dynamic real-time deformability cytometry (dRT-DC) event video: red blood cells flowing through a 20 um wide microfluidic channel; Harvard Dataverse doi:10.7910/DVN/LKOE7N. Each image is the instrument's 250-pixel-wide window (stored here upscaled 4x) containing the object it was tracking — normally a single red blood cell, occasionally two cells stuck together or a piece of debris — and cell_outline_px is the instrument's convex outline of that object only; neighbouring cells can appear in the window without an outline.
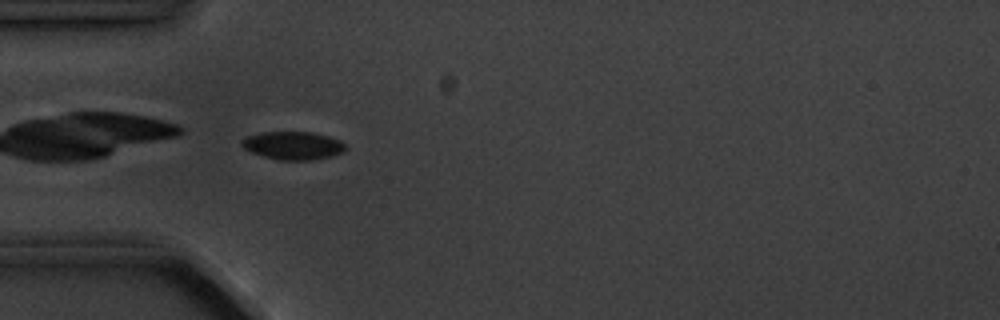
{"species": "common noctule bat (a hibernating species)", "species_latin": "Nyctalus noctula", "temperature_condition": "cold", "stored_images_in_passage": 2, "camera_frame_rate_fps": 3000, "um_per_image_px": 0.085, "animal": {"sex": "male", "body_mass_g": 20.1, "forearm_length_mm": 53.5}, "frame": {"image": 1, "passage_image": 1, "time_ms": 0.0, "image_size_px": [1000, 320], "cell_outline_px": [[348, 148], [344, 152], [332, 156], [312, 160], [280, 160], [264, 156], [252, 152], [244, 148], [240, 144], [248, 136], [264, 132], [312, 132], [328, 136], [340, 140]], "centroid_in_image_um": [24.97, 12.37], "position_along_channel_um": 60.0, "area_um2": 16.88}}